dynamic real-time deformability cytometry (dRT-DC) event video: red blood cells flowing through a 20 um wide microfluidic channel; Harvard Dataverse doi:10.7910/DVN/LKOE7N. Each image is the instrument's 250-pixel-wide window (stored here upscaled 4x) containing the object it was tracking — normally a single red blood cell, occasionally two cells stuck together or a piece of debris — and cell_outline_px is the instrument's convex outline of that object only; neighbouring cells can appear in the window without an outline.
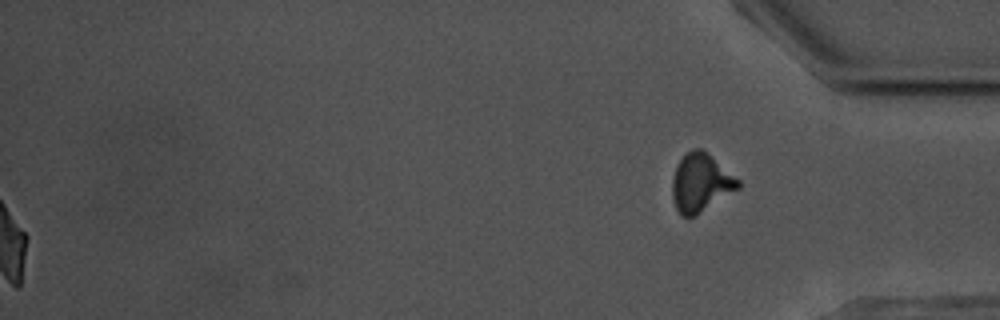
{"species": "common noctule bat (a hibernating species)", "species_latin": "Nyctalus noctula", "temperature_condition": "warm", "stored_images_in_passage": 49, "segment_of_instrument_passage": [2, 2], "camera_frame_rate_fps": 3000, "um_per_image_px": 0.085, "animal": {"sex": "male", "body_mass_g": 17.5, "forearm_length_mm": 52.3}, "frame": {"image": 1, "passage_image": 49, "time_ms": 16.0, "image_size_px": [1000, 320], "cell_outline_px": [[740, 188], [696, 216], [680, 216], [676, 208], [672, 196], [672, 180], [676, 164], [692, 148], [700, 148], [708, 152], [740, 180]], "centroid_in_image_um": [59.57, 15.54], "position_along_channel_um": 375.6, "area_um2": 22.54}}